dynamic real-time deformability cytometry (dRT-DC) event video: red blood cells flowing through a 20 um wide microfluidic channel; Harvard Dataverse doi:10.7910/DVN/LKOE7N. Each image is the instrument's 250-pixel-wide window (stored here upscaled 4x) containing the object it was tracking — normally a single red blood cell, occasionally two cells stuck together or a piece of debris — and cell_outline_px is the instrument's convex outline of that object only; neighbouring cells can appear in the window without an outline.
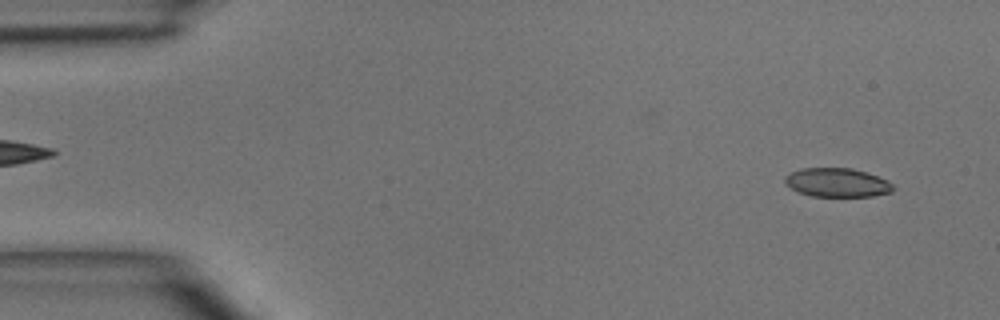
{"species": "common noctule bat (a hibernating species)", "species_latin": "Nyctalus noctula", "temperature_condition": "room temperature", "stored_images_in_passage": 3, "camera_frame_rate_fps": 3000, "um_per_image_px": 0.085, "animal": {"sex": "male", "body_mass_g": 15.6}, "frame": {"image": 1, "passage_image": 1, "time_ms": 0.0, "image_size_px": [1000, 320], "cell_outline_px": [[896, 188], [892, 192], [872, 196], [812, 196], [800, 192], [784, 184], [784, 176], [800, 168], [852, 168], [888, 180]], "centroid_in_image_um": [71.16, 15.51], "position_along_channel_um": 13.8, "area_um2": 18.15}}
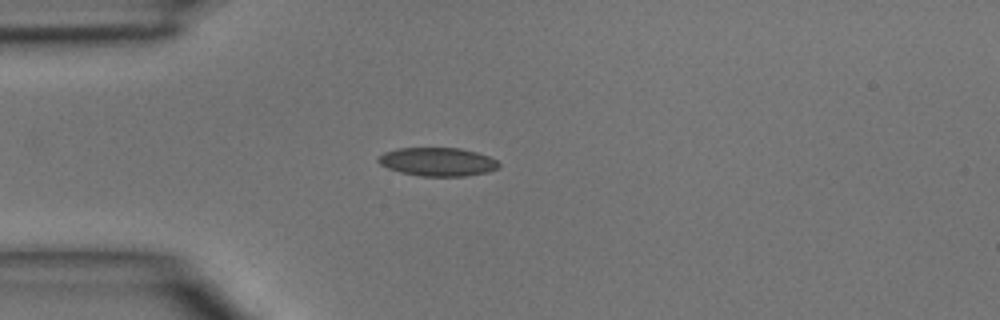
{"frame": {"image": 2, "passage_image": 3, "time_ms": 3.0, "image_size_px": [1000, 320], "cell_outline_px": [[500, 164], [496, 168], [488, 172], [464, 176], [420, 176], [400, 172], [388, 168], [380, 164], [376, 160], [384, 152], [396, 148], [460, 148], [476, 152], [488, 156], [496, 160]], "centroid_in_image_um": [37.17, 13.75], "position_along_channel_um": 47.8, "area_um2": 19.94}}